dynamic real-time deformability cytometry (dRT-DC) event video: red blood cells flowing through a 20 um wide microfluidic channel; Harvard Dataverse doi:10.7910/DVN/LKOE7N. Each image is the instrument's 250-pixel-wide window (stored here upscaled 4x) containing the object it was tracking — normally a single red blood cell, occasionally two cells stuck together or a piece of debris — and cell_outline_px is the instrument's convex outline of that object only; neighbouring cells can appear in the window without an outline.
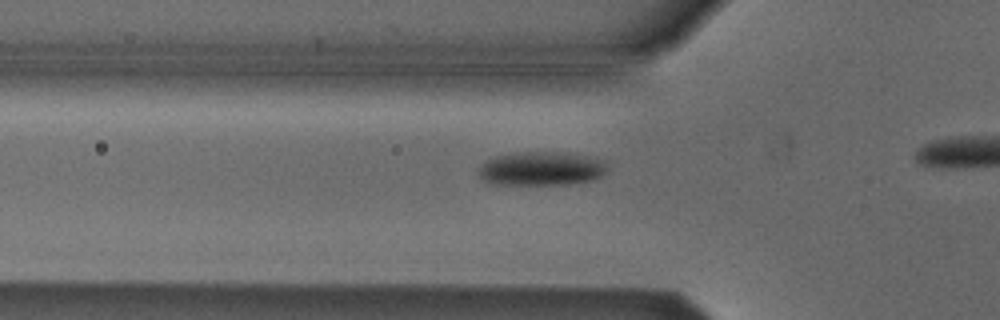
{"species": "Egyptian fruit bat (a non-hibernating species)", "species_latin": "Rousettus aegyptiacus", "temperature_condition": "cold", "stored_images_in_passage": 22, "camera_frame_rate_fps": 3000, "um_per_image_px": 0.085, "animal": {"sex": "male"}, "frame": {"image": 1, "passage_image": 10, "time_ms": 3.0, "image_size_px": [1000, 320], "cell_outline_px": [[608, 168], [600, 176], [592, 180], [568, 184], [496, 184], [484, 180], [480, 176], [480, 168], [488, 160], [496, 156], [524, 152], [560, 152], [584, 156], [604, 160]], "centroid_in_image_um": [46.05, 14.33], "position_along_channel_um": 79.7, "area_um2": 24.85}}
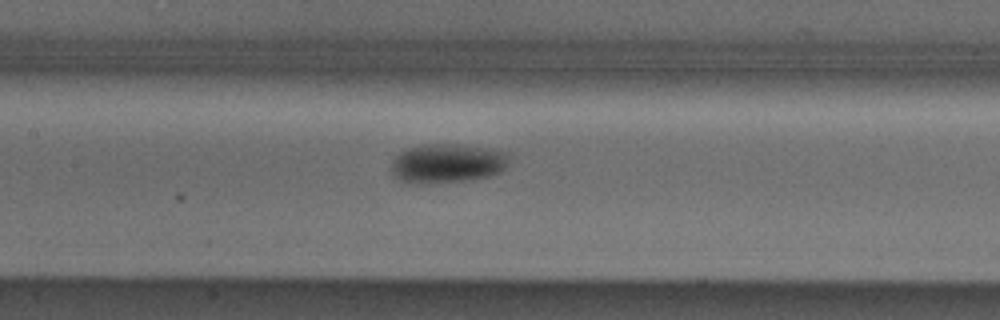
{"frame": {"image": 2, "passage_image": 17, "time_ms": 5.333, "image_size_px": [1000, 320], "cell_outline_px": [[508, 164], [500, 172], [488, 176], [472, 180], [424, 184], [412, 184], [400, 180], [392, 176], [392, 160], [400, 152], [408, 148], [424, 144], [456, 144], [508, 152]], "centroid_in_image_um": [37.98, 13.9], "position_along_channel_um": 169.4, "area_um2": 27.05}}
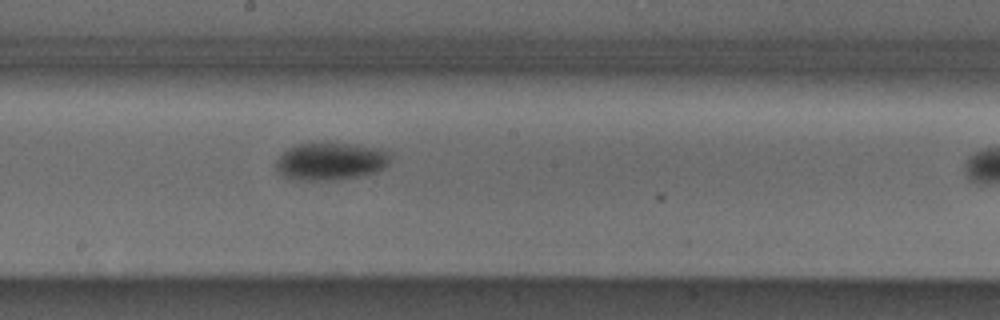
{"frame": {"image": 3, "passage_image": 21, "time_ms": 6.667, "image_size_px": [1000, 320], "cell_outline_px": [[392, 156], [388, 164], [384, 168], [376, 172], [336, 180], [292, 180], [276, 172], [276, 160], [288, 148], [296, 144], [356, 144], [376, 148], [388, 152]], "centroid_in_image_um": [28.08, 13.73], "position_along_channel_um": 220.1, "area_um2": 24.91}}